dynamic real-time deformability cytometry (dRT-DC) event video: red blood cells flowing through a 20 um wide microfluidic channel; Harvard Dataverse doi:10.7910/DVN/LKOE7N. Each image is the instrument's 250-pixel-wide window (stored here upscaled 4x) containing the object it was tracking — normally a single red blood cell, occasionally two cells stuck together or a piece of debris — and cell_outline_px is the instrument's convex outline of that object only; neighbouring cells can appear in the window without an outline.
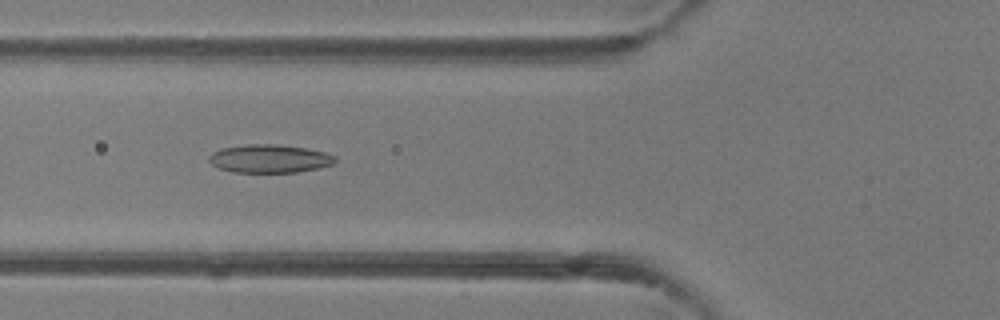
{"species": "common noctule bat (a hibernating species)", "species_latin": "Nyctalus noctula", "temperature_condition": "room temperature", "stored_images_in_passage": 37, "camera_frame_rate_fps": 3000, "um_per_image_px": 0.085, "animal": {"sex": "female"}, "frame": {"image": 1, "passage_image": 6, "time_ms": 1.667, "image_size_px": [1000, 320], "cell_outline_px": [[336, 160], [332, 164], [320, 168], [296, 172], [232, 172], [220, 168], [212, 164], [208, 160], [208, 156], [212, 152], [220, 148], [248, 144], [280, 144], [308, 148], [324, 152], [336, 156]], "centroid_in_image_um": [22.91, 13.47], "position_along_channel_um": 102.9, "area_um2": 20.92}}
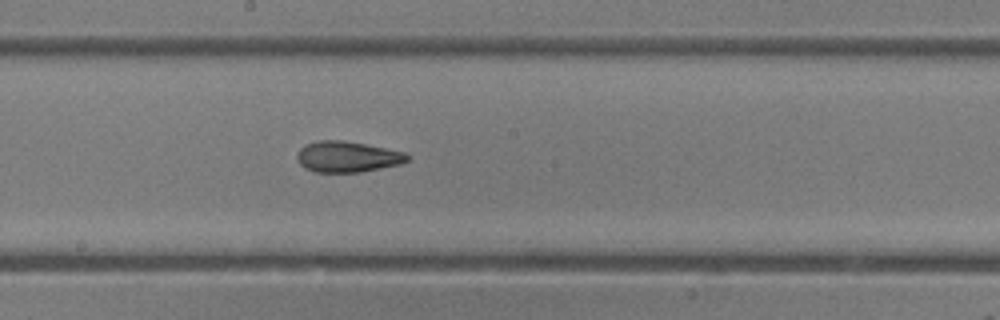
{"frame": {"image": 2, "passage_image": 14, "time_ms": 4.333, "image_size_px": [1000, 320], "cell_outline_px": [[408, 160], [400, 164], [360, 172], [316, 172], [304, 168], [296, 160], [296, 156], [300, 148], [304, 144], [320, 140], [344, 140], [404, 152], [408, 156]], "centroid_in_image_um": [29.46, 13.32], "position_along_channel_um": 218.7, "area_um2": 19.77}}
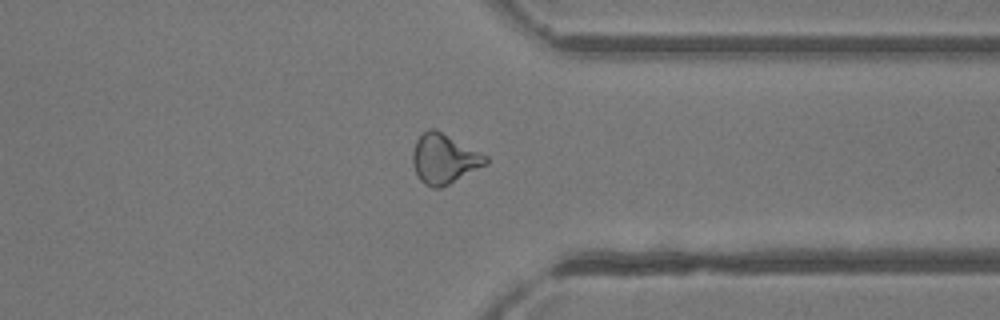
{"frame": {"image": 3, "passage_image": 25, "time_ms": 8.0, "image_size_px": [1000, 320], "cell_outline_px": [[488, 164], [440, 188], [432, 188], [424, 184], [420, 180], [412, 164], [412, 152], [416, 140], [428, 128], [436, 128], [488, 156]], "centroid_in_image_um": [37.75, 13.48], "position_along_channel_um": 373.7, "area_um2": 21.27}, "authors_computed_cell_mechanics": {"area_um2": 20.2878, "velocity_mm_per_s": 4.3283, "shape_relaxation_time_tau1_ms": null, "shape_relaxation_time_tau2_ms": 3.0789, "deformation_change_tau1": null, "deformation_change_tau2": 0.1167}}